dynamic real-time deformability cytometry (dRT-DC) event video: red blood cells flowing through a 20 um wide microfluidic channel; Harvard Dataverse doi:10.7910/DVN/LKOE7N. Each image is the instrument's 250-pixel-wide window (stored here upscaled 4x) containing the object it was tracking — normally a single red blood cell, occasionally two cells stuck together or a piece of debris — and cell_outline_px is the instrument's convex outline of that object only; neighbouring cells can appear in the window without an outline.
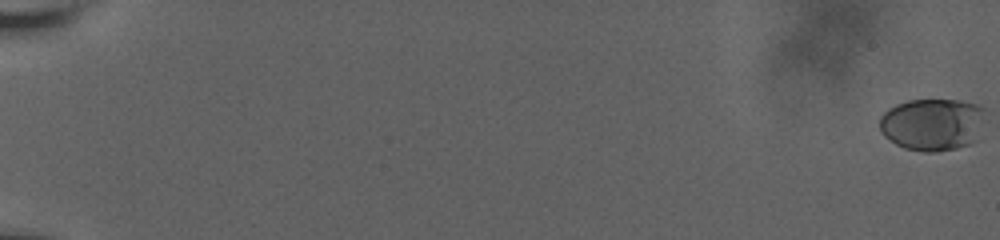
{"species": "human", "species_latin": "Homo sapiens", "temperature_condition": "room temperature", "stored_images_in_passage": 48, "camera_frame_rate_fps": 3000, "um_per_image_px": 0.085, "donor": {"sex": "male"}, "frame": {"image": 1, "passage_image": 1, "time_ms": 0.0, "image_size_px": [1000, 240], "cell_outline_px": [[984, 108], [972, 140], [968, 144], [956, 148], [936, 152], [924, 152], [904, 148], [888, 140], [880, 132], [880, 116], [888, 108], [896, 104], [908, 100], [960, 100], [976, 104]], "centroid_in_image_um": [79.13, 10.56], "position_along_channel_um": 5.9, "area_um2": 31.62}}
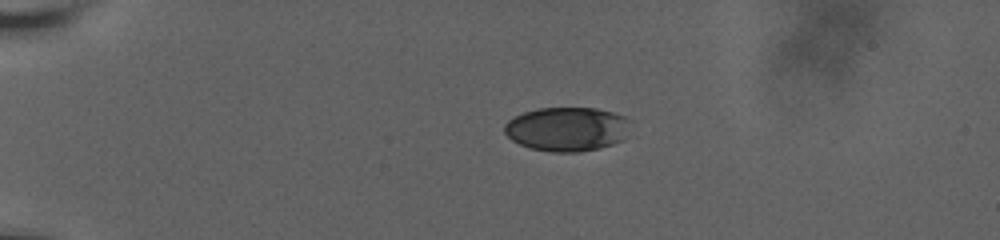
{"frame": {"image": 2, "passage_image": 33, "time_ms": 5.667, "image_size_px": [1000, 240], "cell_outline_px": [[624, 140], [600, 148], [580, 152], [552, 152], [532, 148], [520, 144], [512, 140], [504, 132], [504, 124], [508, 120], [524, 112], [536, 108], [596, 108], [612, 112], [624, 116]], "centroid_in_image_um": [48.12, 10.97], "position_along_channel_um": 36.9, "area_um2": 31.91}}